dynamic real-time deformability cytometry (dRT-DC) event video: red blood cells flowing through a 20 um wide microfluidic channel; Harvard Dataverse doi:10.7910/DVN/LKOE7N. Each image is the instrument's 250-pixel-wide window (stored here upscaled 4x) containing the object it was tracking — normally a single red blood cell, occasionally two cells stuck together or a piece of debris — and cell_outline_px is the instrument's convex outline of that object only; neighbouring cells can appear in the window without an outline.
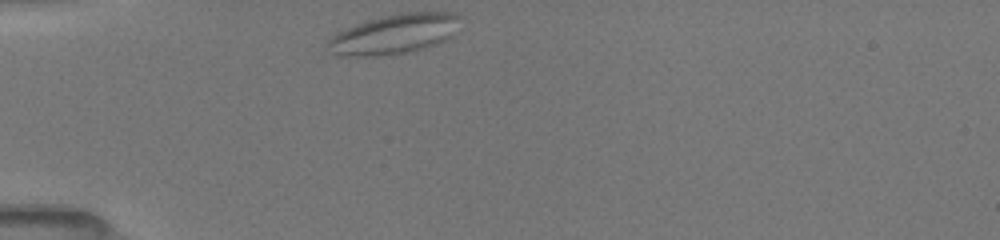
{"species": "common noctule bat (a hibernating species)", "species_latin": "Nyctalus noctula", "temperature_condition": "room temperature", "stored_images_in_passage": 55, "camera_frame_rate_fps": 3000, "um_per_image_px": 0.085, "animal": {"sex": "female", "body_mass_g": 19.5, "forearm_length_mm": 54.1}, "frame": {"image": 1, "passage_image": 1, "time_ms": 0.0, "image_size_px": [1000, 240], "cell_outline_px": [[456, 16], [452, 36], [436, 44], [412, 52], [376, 56], [336, 56], [332, 52], [328, 40], [332, 36], [356, 24], [384, 16], [404, 12], [452, 12]], "centroid_in_image_um": [33.48, 2.92], "position_along_channel_um": 51.5, "area_um2": 29.88}}
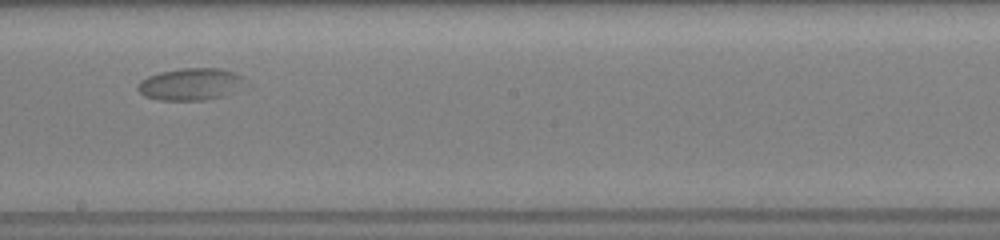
{"frame": {"image": 2, "passage_image": 26, "time_ms": 5.333, "image_size_px": [1000, 240], "cell_outline_px": [[240, 76], [220, 96], [204, 100], [156, 100], [144, 96], [136, 88], [140, 80], [148, 76], [160, 72], [184, 68], [220, 68], [232, 72]], "centroid_in_image_um": [15.91, 7.15], "position_along_channel_um": 232.3, "area_um2": 18.73}}
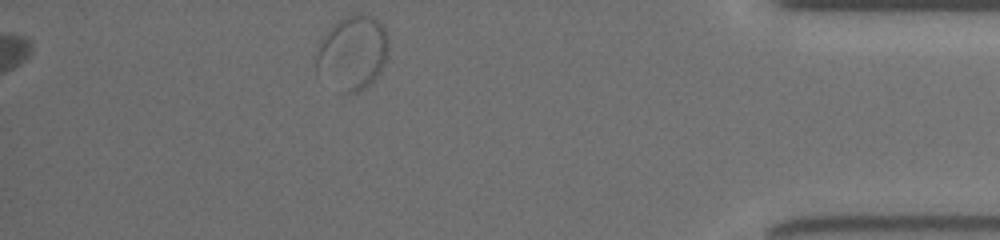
{"frame": {"image": 3, "passage_image": 48, "time_ms": 11.0, "image_size_px": [1000, 240], "cell_outline_px": [[388, 48], [380, 72], [364, 88], [356, 92], [340, 92], [316, 76], [316, 56], [320, 44], [328, 32], [340, 20], [356, 12], [368, 12], [380, 20], [384, 28], [388, 40]], "centroid_in_image_um": [29.95, 4.48], "position_along_channel_um": 405.2, "area_um2": 31.27}}